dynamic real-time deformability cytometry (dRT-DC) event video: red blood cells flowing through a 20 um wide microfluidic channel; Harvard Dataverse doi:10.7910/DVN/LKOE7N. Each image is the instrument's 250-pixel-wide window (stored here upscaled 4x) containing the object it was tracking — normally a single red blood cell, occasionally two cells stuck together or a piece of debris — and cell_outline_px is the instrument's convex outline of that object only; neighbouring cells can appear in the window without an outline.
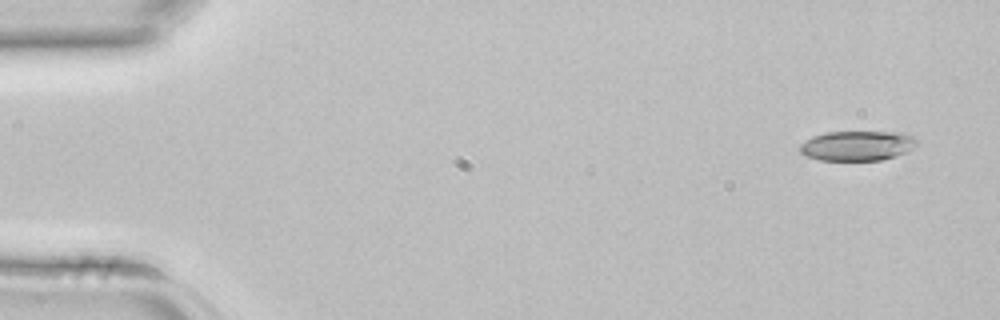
{"species": "common noctule bat (a hibernating species)", "species_latin": "Nyctalus noctula", "temperature_condition": "room temperature", "stored_images_in_passage": 5, "camera_frame_rate_fps": 3000, "um_per_image_px": 0.085, "animal": {"sex": "female", "body_mass_g": 22.7, "forearm_length_mm": 54.2}, "frame": {"image": 1, "passage_image": 1, "time_ms": 0.0, "image_size_px": [1000, 320], "cell_outline_px": [[920, 140], [908, 152], [896, 156], [880, 160], [820, 160], [808, 156], [800, 152], [800, 144], [812, 136], [828, 132], [904, 132]], "centroid_in_image_um": [72.91, 12.38], "position_along_channel_um": 12.1, "area_um2": 20.4}}
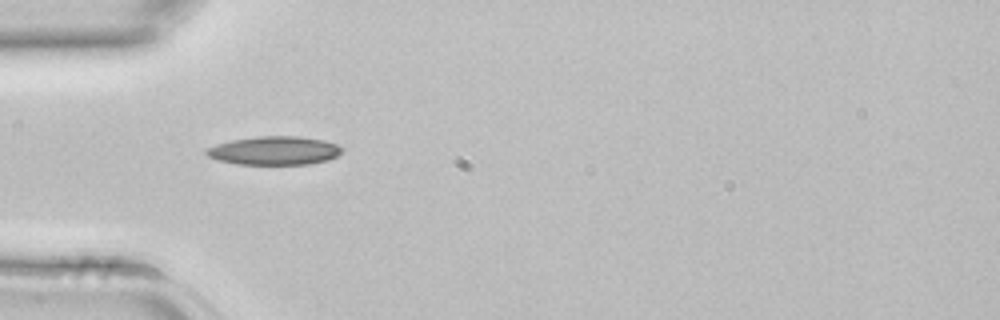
{"frame": {"image": 2, "passage_image": 4, "time_ms": 1.0, "image_size_px": [1000, 320], "cell_outline_px": [[340, 152], [336, 156], [328, 160], [308, 164], [236, 164], [216, 160], [208, 156], [204, 152], [208, 148], [216, 144], [232, 140], [256, 136], [300, 136], [324, 140], [336, 144], [340, 148]], "centroid_in_image_um": [23.28, 12.8], "position_along_channel_um": 61.7, "area_um2": 22.48}}